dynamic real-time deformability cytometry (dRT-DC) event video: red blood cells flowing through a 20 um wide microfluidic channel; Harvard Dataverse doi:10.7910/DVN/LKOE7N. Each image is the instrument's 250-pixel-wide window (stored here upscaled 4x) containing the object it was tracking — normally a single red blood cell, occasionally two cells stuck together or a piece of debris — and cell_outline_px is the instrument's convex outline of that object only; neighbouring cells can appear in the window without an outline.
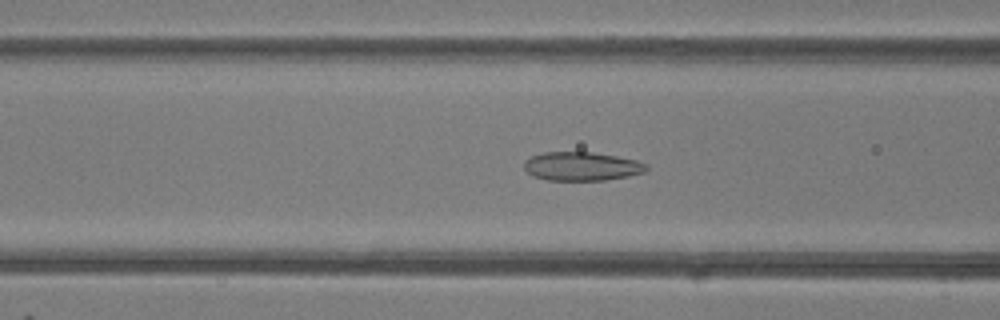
{"species": "common noctule bat (a hibernating species)", "species_latin": "Nyctalus noctula", "temperature_condition": "room temperature", "stored_images_in_passage": 48, "camera_frame_rate_fps": 3000, "um_per_image_px": 0.085, "animal": {"sex": "female"}, "frame": {"image": 1, "passage_image": 19, "time_ms": 6.0, "image_size_px": [1000, 320], "cell_outline_px": [[648, 168], [644, 172], [628, 176], [604, 180], [548, 180], [532, 176], [524, 168], [524, 160], [532, 156], [544, 152], [592, 152], [616, 156], [636, 160], [648, 164]], "centroid_in_image_um": [49.44, 14.13], "position_along_channel_um": 117.2, "area_um2": 20.46}}
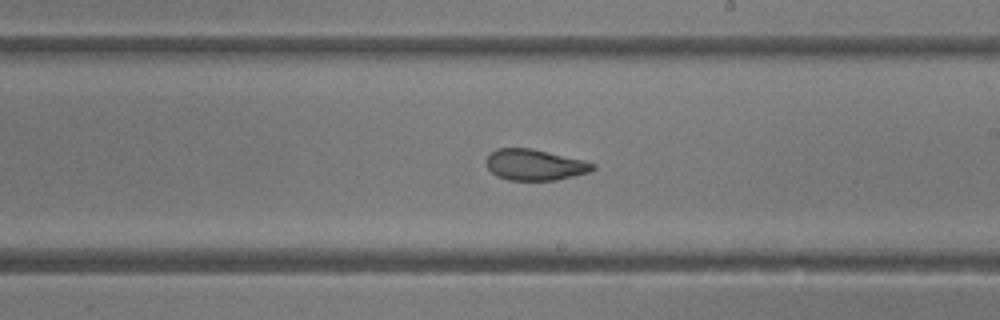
{"frame": {"image": 2, "passage_image": 28, "time_ms": 9.0, "image_size_px": [1000, 320], "cell_outline_px": [[596, 168], [588, 172], [556, 180], [508, 180], [496, 176], [488, 168], [484, 160], [488, 152], [496, 148], [532, 148], [596, 164]], "centroid_in_image_um": [45.37, 14.0], "position_along_channel_um": 243.6, "area_um2": 19.25}}
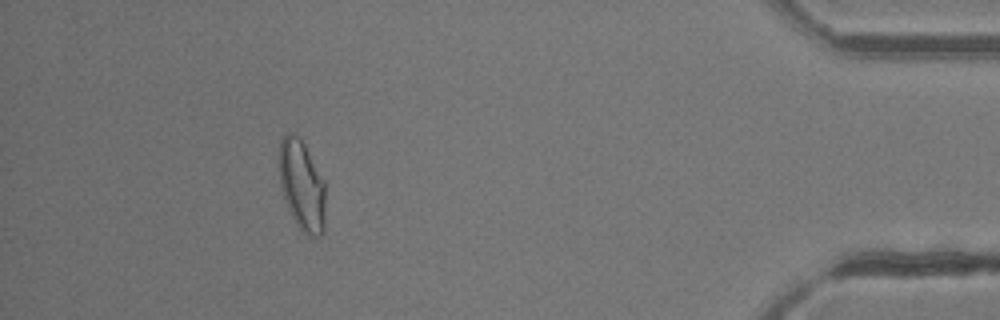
{"frame": {"image": 3, "passage_image": 44, "time_ms": 14.333, "image_size_px": [1000, 320], "cell_outline_px": [[324, 232], [320, 236], [308, 236], [296, 224], [284, 200], [280, 184], [280, 140], [284, 132], [292, 132], [300, 136], [324, 180]], "centroid_in_image_um": [25.65, 15.73], "position_along_channel_um": 409.5, "area_um2": 24.39}, "authors_computed_cell_mechanics": {"area_um2": 22.1085, "velocity_mm_per_s": 4.2167, "shape_relaxation_time_tau1_ms": null, "shape_relaxation_time_tau2_ms": 1.3143, "deformation_change_tau1": null, "deformation_change_tau2": 0.0796}}